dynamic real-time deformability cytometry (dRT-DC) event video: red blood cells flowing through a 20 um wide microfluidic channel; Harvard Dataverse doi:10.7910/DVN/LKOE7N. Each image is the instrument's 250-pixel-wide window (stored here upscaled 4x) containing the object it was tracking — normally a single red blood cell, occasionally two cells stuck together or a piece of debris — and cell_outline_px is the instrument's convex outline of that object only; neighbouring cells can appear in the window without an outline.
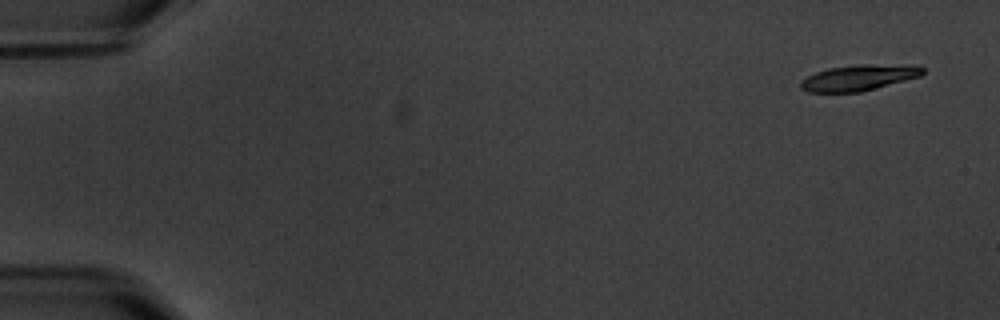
{"species": "common noctule bat (a hibernating species)", "species_latin": "Nyctalus noctula", "temperature_condition": "warm", "stored_images_in_passage": 5, "camera_frame_rate_fps": 3000, "um_per_image_px": 0.085, "animal": {"sex": "male", "body_mass_g": 20.1, "forearm_length_mm": 53.5}, "frame": {"image": 1, "passage_image": 1, "time_ms": 0.0, "image_size_px": [1000, 320], "cell_outline_px": [[924, 72], [920, 76], [860, 92], [808, 92], [800, 88], [800, 84], [808, 76], [816, 72], [828, 68], [860, 64], [920, 64], [924, 68]], "centroid_in_image_um": [73.06, 6.58], "position_along_channel_um": 11.9, "area_um2": 18.44}}
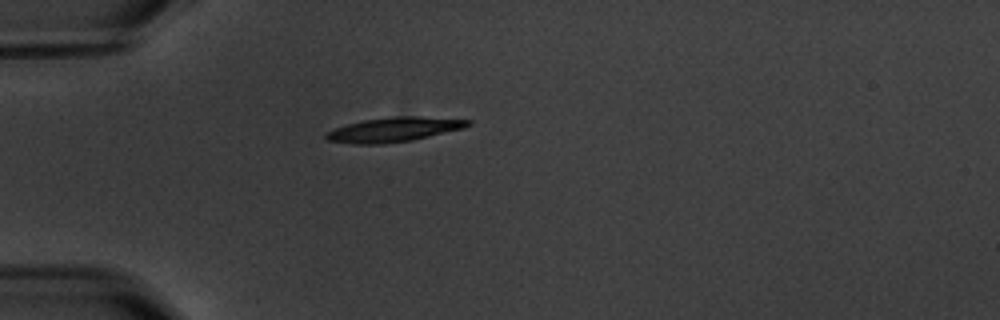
{"frame": {"image": 2, "passage_image": 4, "time_ms": 4.667, "image_size_px": [1000, 320], "cell_outline_px": [[472, 124], [464, 128], [412, 140], [380, 144], [352, 144], [328, 140], [324, 136], [324, 132], [348, 124], [364, 120], [396, 116], [420, 116], [472, 120]], "centroid_in_image_um": [33.49, 11.01], "position_along_channel_um": 51.5, "area_um2": 20.17}}